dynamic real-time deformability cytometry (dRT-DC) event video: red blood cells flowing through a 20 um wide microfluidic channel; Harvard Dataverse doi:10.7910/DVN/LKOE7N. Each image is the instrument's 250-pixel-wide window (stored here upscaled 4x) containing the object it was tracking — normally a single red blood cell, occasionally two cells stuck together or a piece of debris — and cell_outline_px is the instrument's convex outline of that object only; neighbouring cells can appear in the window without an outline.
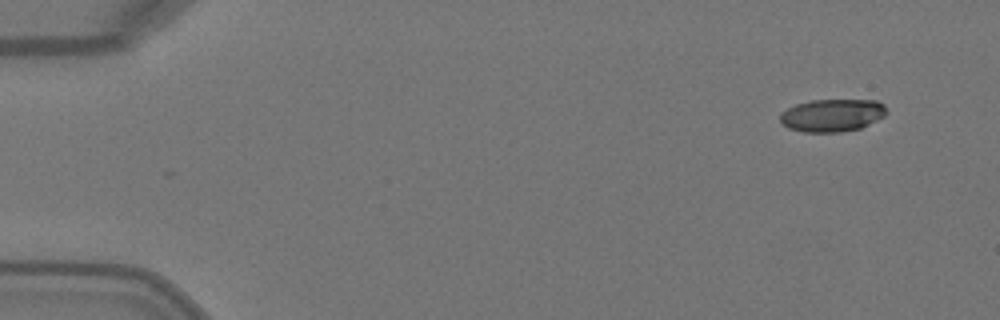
{"species": "Egyptian fruit bat (a non-hibernating species)", "species_latin": "Rousettus aegyptiacus", "temperature_condition": "warm", "stored_images_in_passage": 4, "camera_frame_rate_fps": 3000, "um_per_image_px": 0.085, "animal": {"sex": "female"}, "frame": {"image": 1, "passage_image": 1, "time_ms": 0.0, "image_size_px": [1000, 320], "cell_outline_px": [[888, 112], [884, 116], [860, 128], [840, 132], [804, 132], [788, 128], [780, 120], [780, 112], [796, 104], [812, 100], [876, 100], [884, 104]], "centroid_in_image_um": [70.74, 9.79], "position_along_channel_um": 14.3, "area_um2": 20.23}}
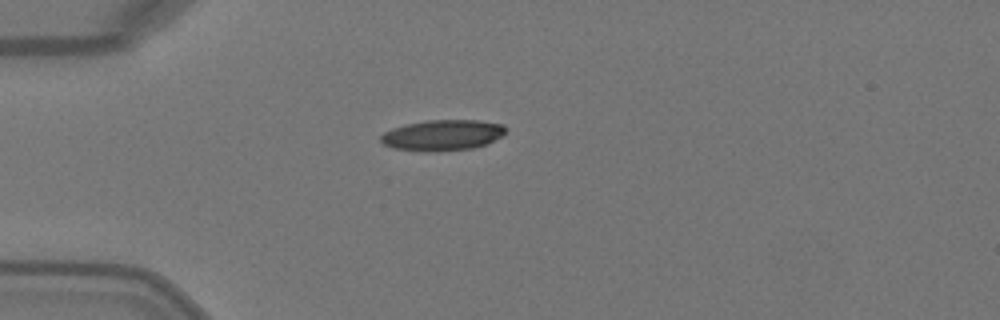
{"frame": {"image": 2, "passage_image": 4, "time_ms": 1.0, "image_size_px": [1000, 320], "cell_outline_px": [[508, 128], [500, 136], [488, 144], [472, 148], [432, 152], [424, 152], [392, 148], [384, 144], [380, 140], [380, 136], [384, 132], [392, 128], [404, 124], [428, 120], [480, 120], [504, 124]], "centroid_in_image_um": [37.61, 11.49], "position_along_channel_um": 47.4, "area_um2": 22.66}}